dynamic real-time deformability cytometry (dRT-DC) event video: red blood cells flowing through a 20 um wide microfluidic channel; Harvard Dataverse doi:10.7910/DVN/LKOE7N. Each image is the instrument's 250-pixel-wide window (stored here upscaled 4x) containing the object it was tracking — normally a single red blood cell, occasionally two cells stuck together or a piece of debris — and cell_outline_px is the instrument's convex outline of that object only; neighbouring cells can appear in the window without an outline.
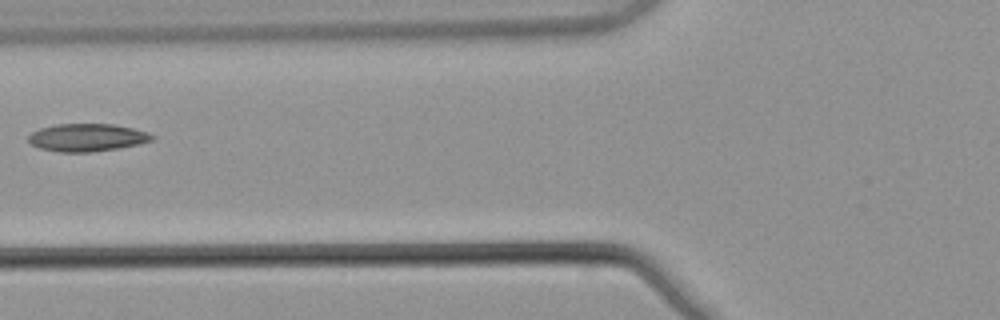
{"species": "common noctule bat (a hibernating species)", "species_latin": "Nyctalus noctula", "temperature_condition": "warm", "stored_images_in_passage": 5, "camera_frame_rate_fps": 3000, "um_per_image_px": 0.085, "animal": {"sex": "male", "body_mass_g": 21.5, "forearm_length_mm": 52.0}, "frame": {"image": 1, "passage_image": 5, "time_ms": 1.333, "image_size_px": [1000, 320], "cell_outline_px": [[156, 136], [152, 140], [140, 144], [120, 148], [92, 152], [60, 152], [40, 148], [32, 144], [28, 140], [28, 136], [32, 132], [40, 128], [56, 124], [112, 124], [132, 128], [148, 132]], "centroid_in_image_um": [7.42, 11.69], "position_along_channel_um": 118.4, "area_um2": 20.0}}